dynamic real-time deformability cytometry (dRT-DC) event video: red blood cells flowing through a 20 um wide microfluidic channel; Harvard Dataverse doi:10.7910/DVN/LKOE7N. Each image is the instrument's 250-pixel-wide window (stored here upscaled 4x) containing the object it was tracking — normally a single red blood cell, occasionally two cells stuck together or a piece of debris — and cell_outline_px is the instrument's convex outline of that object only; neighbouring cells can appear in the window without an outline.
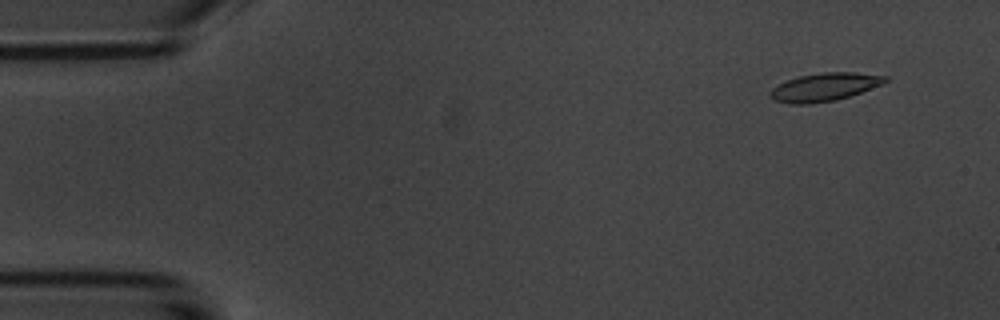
{"species": "common noctule bat (a hibernating species)", "species_latin": "Nyctalus noctula", "temperature_condition": "room temperature", "stored_images_in_passage": 5, "camera_frame_rate_fps": 3000, "um_per_image_px": 0.085, "animal": {"sex": "male", "body_mass_g": 20.1, "forearm_length_mm": 53.5}, "frame": {"image": 1, "passage_image": 2, "time_ms": 1.0, "image_size_px": [1000, 320], "cell_outline_px": [[888, 80], [884, 84], [836, 100], [808, 104], [788, 104], [776, 100], [768, 92], [772, 88], [788, 80], [800, 76], [824, 72], [852, 72], [888, 76]], "centroid_in_image_um": [70.11, 7.4], "position_along_channel_um": 14.9, "area_um2": 18.61}}
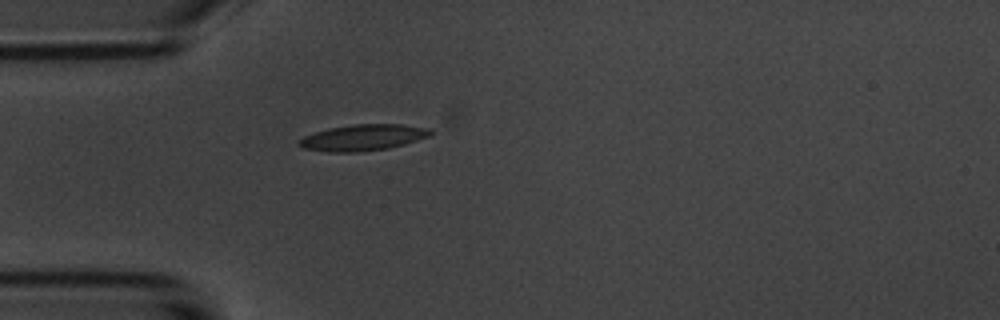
{"frame": {"image": 2, "passage_image": 5, "time_ms": 4.667, "image_size_px": [1000, 320], "cell_outline_px": [[432, 136], [404, 144], [388, 148], [356, 152], [328, 152], [304, 148], [296, 144], [304, 136], [328, 128], [352, 124], [400, 124], [428, 128], [432, 132]], "centroid_in_image_um": [30.86, 11.69], "position_along_channel_um": 54.1, "area_um2": 20.0}}